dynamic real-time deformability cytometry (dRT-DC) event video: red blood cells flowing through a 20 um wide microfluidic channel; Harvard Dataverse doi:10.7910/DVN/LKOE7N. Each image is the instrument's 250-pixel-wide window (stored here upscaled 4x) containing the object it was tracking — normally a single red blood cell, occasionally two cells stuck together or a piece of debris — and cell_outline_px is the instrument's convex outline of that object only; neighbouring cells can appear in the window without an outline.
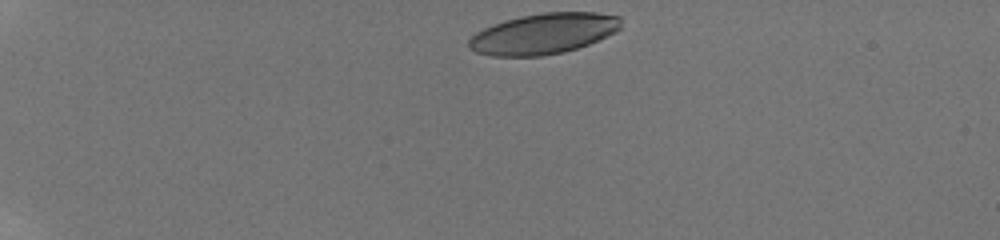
{"species": "human", "species_latin": "Homo sapiens", "temperature_condition": "room temperature", "stored_images_in_passage": 12, "camera_frame_rate_fps": 3000, "um_per_image_px": 0.085, "donor": {"sex": "male"}, "frame": {"image": 1, "passage_image": 1, "time_ms": 0.0, "image_size_px": [1000, 240], "cell_outline_px": [[620, 28], [616, 32], [588, 44], [564, 52], [540, 56], [492, 56], [476, 52], [468, 48], [468, 40], [476, 32], [492, 24], [504, 20], [520, 16], [544, 12], [596, 12], [620, 16]], "centroid_in_image_um": [46.18, 2.86], "position_along_channel_um": 38.8, "area_um2": 36.13}}
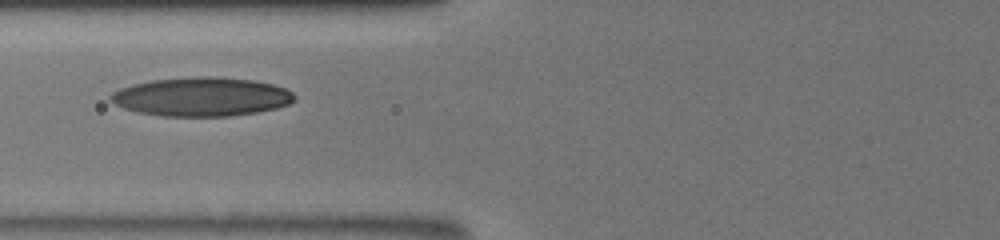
{"frame": {"image": 2, "passage_image": 9, "time_ms": 4.0, "image_size_px": [1000, 240], "cell_outline_px": [[296, 100], [288, 104], [276, 108], [256, 112], [228, 116], [160, 116], [140, 112], [124, 108], [108, 100], [108, 96], [112, 92], [120, 88], [132, 84], [152, 80], [204, 76], [220, 76], [252, 80], [272, 84], [284, 88], [292, 92], [296, 96]], "centroid_in_image_um": [17.12, 8.22], "position_along_channel_um": 108.7, "area_um2": 41.67}}
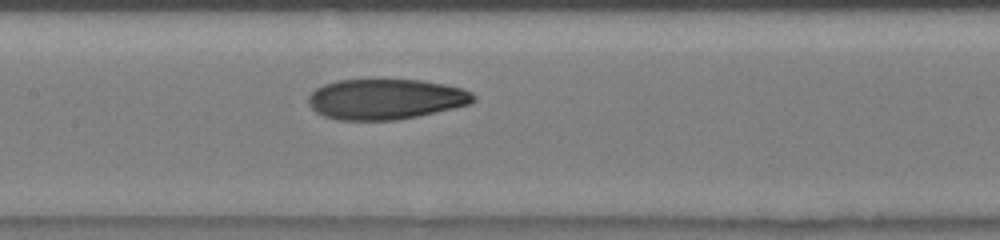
{"frame": {"image": 3, "passage_image": 12, "time_ms": 5.667, "image_size_px": [1000, 240], "cell_outline_px": [[476, 100], [468, 104], [436, 112], [400, 120], [336, 120], [324, 116], [316, 112], [308, 104], [308, 96], [316, 88], [324, 84], [336, 80], [380, 76], [420, 80], [444, 84], [464, 88], [472, 92], [476, 96]], "centroid_in_image_um": [32.76, 8.38], "position_along_channel_um": 174.6, "area_um2": 40.29}}